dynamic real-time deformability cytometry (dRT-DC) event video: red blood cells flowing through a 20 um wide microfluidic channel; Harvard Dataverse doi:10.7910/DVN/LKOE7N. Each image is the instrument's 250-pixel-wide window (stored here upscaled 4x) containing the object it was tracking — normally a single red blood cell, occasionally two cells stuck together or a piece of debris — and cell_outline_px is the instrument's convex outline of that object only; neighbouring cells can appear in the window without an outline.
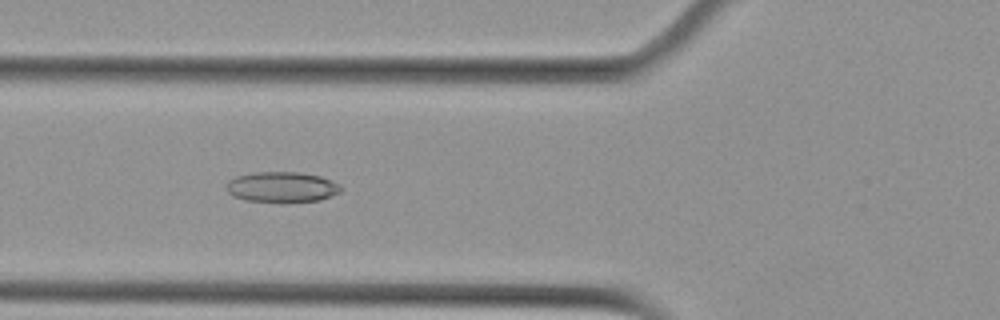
{"species": "Egyptian fruit bat (a non-hibernating species)", "species_latin": "Rousettus aegyptiacus", "temperature_condition": "cold", "stored_images_in_passage": 37, "camera_frame_rate_fps": 3000, "um_per_image_px": 0.085, "animal": {"sex": "female"}, "frame": {"image": 1, "passage_image": 3, "time_ms": 0.667, "image_size_px": [1000, 320], "cell_outline_px": [[344, 188], [340, 192], [332, 196], [320, 200], [288, 204], [284, 204], [244, 200], [232, 196], [224, 188], [228, 180], [236, 176], [252, 172], [300, 172], [320, 176], [332, 180], [340, 184]], "centroid_in_image_um": [23.96, 15.93], "position_along_channel_um": 101.8, "area_um2": 21.27}}
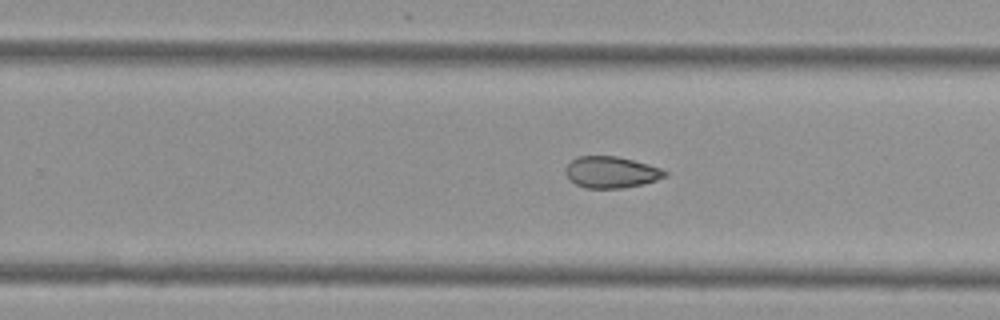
{"frame": {"image": 2, "passage_image": 17, "time_ms": 5.333, "image_size_px": [1000, 320], "cell_outline_px": [[668, 176], [644, 184], [620, 188], [584, 188], [568, 180], [564, 172], [564, 168], [576, 156], [616, 156], [648, 164], [660, 168], [668, 172]], "centroid_in_image_um": [51.92, 14.64], "position_along_channel_um": 277.9, "area_um2": 18.38}}
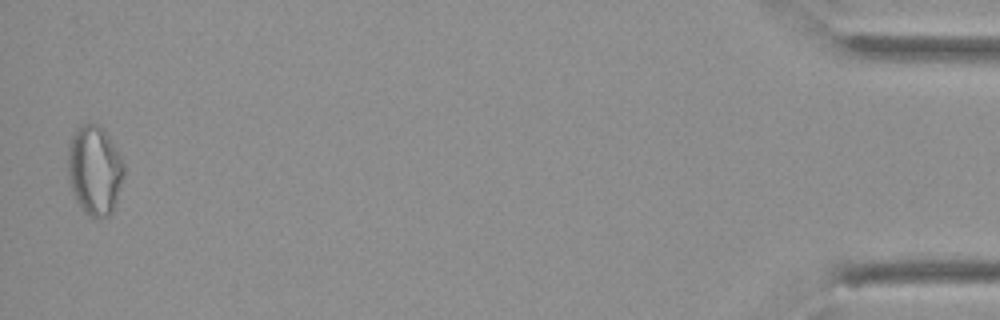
{"frame": {"image": 3, "passage_image": 36, "time_ms": 11.667, "image_size_px": [1000, 320], "cell_outline_px": [[124, 176], [112, 212], [108, 216], [96, 220], [84, 212], [76, 200], [72, 192], [68, 176], [68, 148], [72, 136], [76, 128], [80, 124], [100, 124], [104, 128], [120, 156], [124, 164]], "centroid_in_image_um": [8.04, 14.47], "position_along_channel_um": 427.2, "area_um2": 29.36}}